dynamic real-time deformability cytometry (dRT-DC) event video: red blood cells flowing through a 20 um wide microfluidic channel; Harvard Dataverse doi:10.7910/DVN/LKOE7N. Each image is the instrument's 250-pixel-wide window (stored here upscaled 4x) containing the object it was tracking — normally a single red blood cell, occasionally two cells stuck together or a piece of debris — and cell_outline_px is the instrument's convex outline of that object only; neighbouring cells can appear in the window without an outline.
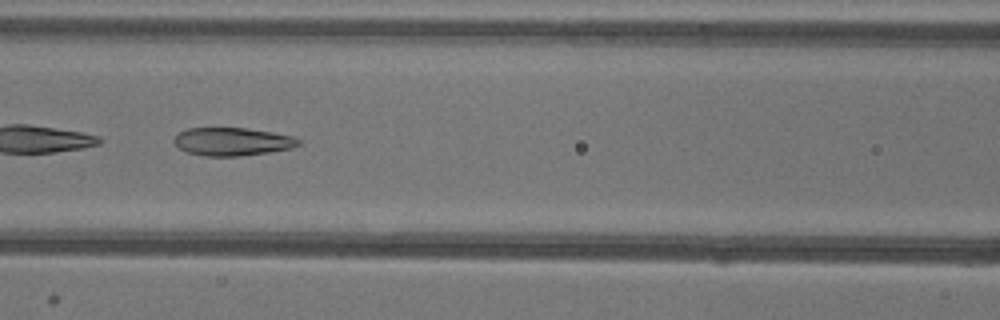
{"species": "common noctule bat (a hibernating species)", "species_latin": "Nyctalus noctula", "temperature_condition": "warm", "stored_images_in_passage": 37, "camera_frame_rate_fps": 3000, "um_per_image_px": 0.085, "animal": {"sex": "female"}, "frame": {"image": 1, "passage_image": 22, "time_ms": 7.0, "image_size_px": [1000, 320], "cell_outline_px": [[300, 144], [292, 148], [268, 152], [240, 156], [204, 156], [188, 152], [180, 148], [172, 140], [180, 132], [188, 128], [248, 128], [272, 132], [292, 136], [300, 140]], "centroid_in_image_um": [19.76, 12.03], "position_along_channel_um": 146.8, "area_um2": 20.23}}